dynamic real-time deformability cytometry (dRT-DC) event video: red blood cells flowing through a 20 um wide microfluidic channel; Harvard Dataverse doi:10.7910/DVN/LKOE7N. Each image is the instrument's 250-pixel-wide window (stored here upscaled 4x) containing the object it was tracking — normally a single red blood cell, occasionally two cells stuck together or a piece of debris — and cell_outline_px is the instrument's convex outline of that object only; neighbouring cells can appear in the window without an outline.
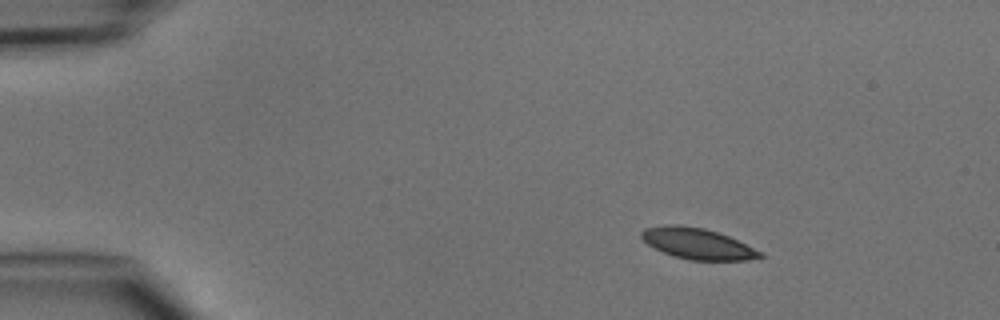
{"species": "common noctule bat (a hibernating species)", "species_latin": "Nyctalus noctula", "temperature_condition": "cold", "stored_images_in_passage": 4, "camera_frame_rate_fps": 3000, "um_per_image_px": 0.085, "animal": {"sex": "male", "body_mass_g": 15.6}, "frame": {"image": 1, "passage_image": 2, "time_ms": 1.0, "image_size_px": [1000, 320], "cell_outline_px": [[764, 256], [748, 260], [688, 260], [664, 252], [648, 244], [640, 236], [640, 232], [644, 228], [668, 224], [680, 224], [704, 228], [728, 236], [764, 252]], "centroid_in_image_um": [59.3, 20.7], "position_along_channel_um": 25.7, "area_um2": 21.33}}